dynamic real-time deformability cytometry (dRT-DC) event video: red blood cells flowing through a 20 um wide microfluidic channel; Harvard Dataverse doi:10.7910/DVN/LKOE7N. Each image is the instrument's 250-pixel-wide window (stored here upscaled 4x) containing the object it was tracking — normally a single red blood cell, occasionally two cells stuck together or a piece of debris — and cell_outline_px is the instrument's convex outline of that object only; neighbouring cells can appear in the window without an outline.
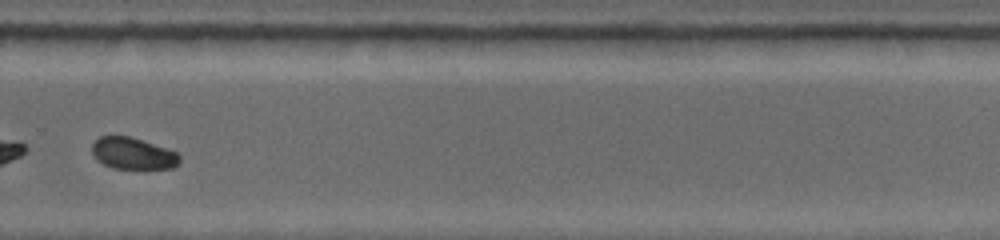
{"species": "common noctule bat (a hibernating species)", "species_latin": "Nyctalus noctula", "temperature_condition": "warm", "stored_images_in_passage": 16, "camera_frame_rate_fps": 5000, "um_per_image_px": 0.085, "animal": {"sex": "female", "body_mass_g": 19.0, "forearm_length_mm": 53.3}, "frame": {"image": 1, "passage_image": 14, "time_ms": 6.6, "image_size_px": [1000, 240], "cell_outline_px": [[180, 164], [172, 168], [112, 168], [96, 160], [92, 152], [92, 144], [100, 136], [132, 136], [168, 148], [176, 152], [180, 156]], "centroid_in_image_um": [11.32, 13.03], "position_along_channel_um": 318.5, "area_um2": 16.3}}